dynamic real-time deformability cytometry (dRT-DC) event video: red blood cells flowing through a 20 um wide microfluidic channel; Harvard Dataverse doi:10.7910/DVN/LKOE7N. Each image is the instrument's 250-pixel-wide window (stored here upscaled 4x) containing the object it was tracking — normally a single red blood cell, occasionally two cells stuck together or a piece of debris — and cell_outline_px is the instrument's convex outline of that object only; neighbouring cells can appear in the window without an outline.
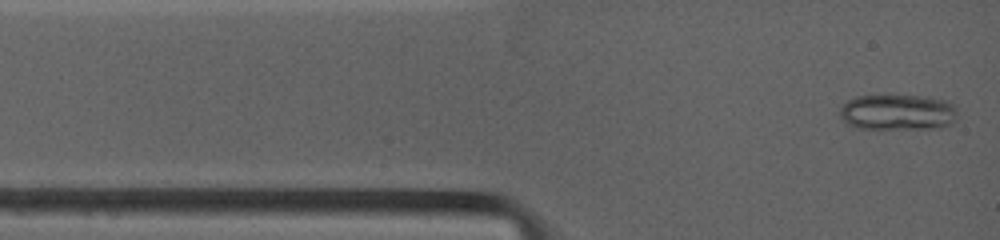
{"species": "common noctule bat (a hibernating species)", "species_latin": "Nyctalus noctula", "temperature_condition": "warm", "stored_images_in_passage": 48, "camera_frame_rate_fps": 4500, "um_per_image_px": 0.085, "animal": {"sex": "female", "body_mass_g": 19.0, "forearm_length_mm": 53.3}, "frame": {"image": 1, "passage_image": 1, "time_ms": 0.0, "image_size_px": [1000, 240], "cell_outline_px": [[956, 120], [940, 128], [856, 128], [848, 124], [840, 116], [840, 108], [848, 100], [856, 96], [928, 96], [944, 100], [952, 104], [956, 108]], "centroid_in_image_um": [76.31, 9.54], "position_along_channel_um": 8.7, "area_um2": 24.33}}
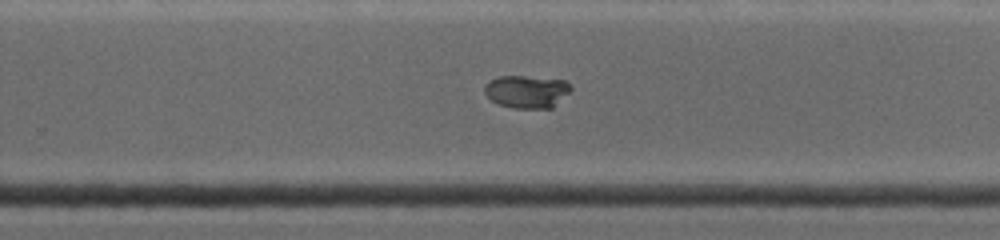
{"frame": {"image": 2, "passage_image": 25, "time_ms": 8.0, "image_size_px": [1000, 240], "cell_outline_px": [[572, 88], [552, 108], [512, 108], [500, 104], [492, 100], [484, 92], [484, 84], [488, 80], [500, 76], [524, 76], [564, 80]], "centroid_in_image_um": [44.73, 7.77], "position_along_channel_um": 285.1, "area_um2": 16.3}}
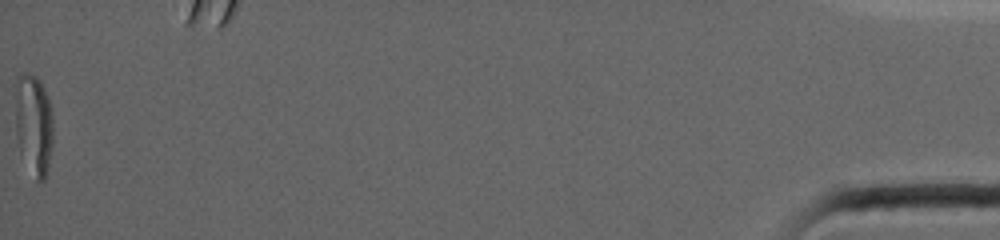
{"frame": {"image": 3, "passage_image": 48, "time_ms": 16.222, "image_size_px": [1000, 240], "cell_outline_px": [[52, 148], [44, 180], [36, 180], [20, 152], [16, 132], [12, 84], [16, 76], [24, 72], [28, 72], [36, 76], [40, 80], [48, 96], [52, 116]], "centroid_in_image_um": [2.81, 10.43], "position_along_channel_um": 432.4, "area_um2": 22.95}}